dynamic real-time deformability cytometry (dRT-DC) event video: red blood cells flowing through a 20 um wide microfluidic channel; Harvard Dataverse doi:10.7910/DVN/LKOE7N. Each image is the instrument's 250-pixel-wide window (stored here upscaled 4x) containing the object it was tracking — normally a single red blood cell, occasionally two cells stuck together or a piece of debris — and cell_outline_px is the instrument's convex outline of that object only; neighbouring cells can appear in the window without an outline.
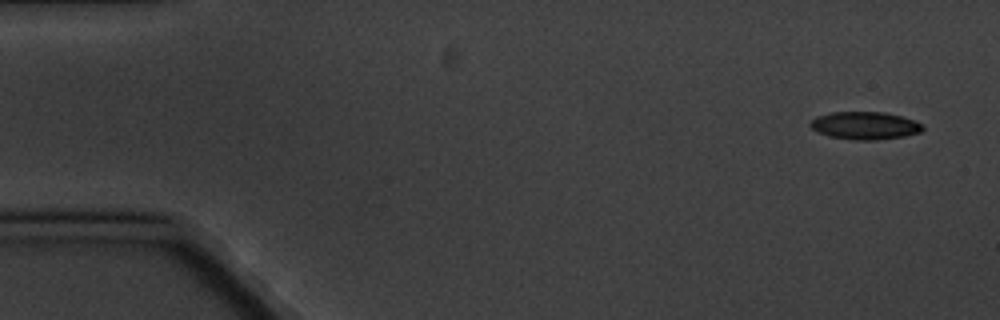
{"species": "common noctule bat (a hibernating species)", "species_latin": "Nyctalus noctula", "temperature_condition": "cold", "stored_images_in_passage": 11, "camera_frame_rate_fps": 3000, "um_per_image_px": 0.085, "animal": {"sex": "male", "body_mass_g": 20.1, "forearm_length_mm": 53.5}, "frame": {"image": 1, "passage_image": 1, "time_ms": 0.0, "image_size_px": [1000, 320], "cell_outline_px": [[924, 128], [920, 132], [904, 136], [876, 140], [852, 140], [828, 136], [816, 132], [808, 124], [816, 116], [832, 112], [884, 112], [900, 116], [924, 124]], "centroid_in_image_um": [73.49, 10.68], "position_along_channel_um": 11.5, "area_um2": 18.21}}
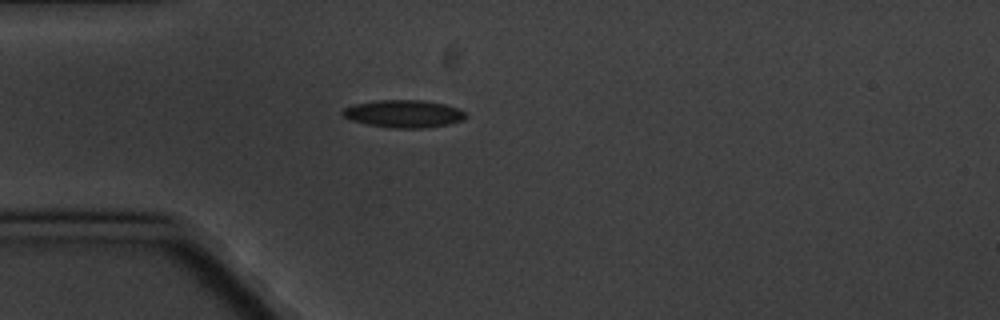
{"frame": {"image": 2, "passage_image": 4, "time_ms": 4.333, "image_size_px": [1000, 320], "cell_outline_px": [[468, 116], [464, 120], [448, 124], [424, 128], [392, 128], [368, 124], [352, 120], [344, 116], [340, 112], [344, 108], [352, 104], [376, 100], [420, 100], [444, 104], [460, 108]], "centroid_in_image_um": [34.33, 9.66], "position_along_channel_um": 50.7, "area_um2": 19.83}}